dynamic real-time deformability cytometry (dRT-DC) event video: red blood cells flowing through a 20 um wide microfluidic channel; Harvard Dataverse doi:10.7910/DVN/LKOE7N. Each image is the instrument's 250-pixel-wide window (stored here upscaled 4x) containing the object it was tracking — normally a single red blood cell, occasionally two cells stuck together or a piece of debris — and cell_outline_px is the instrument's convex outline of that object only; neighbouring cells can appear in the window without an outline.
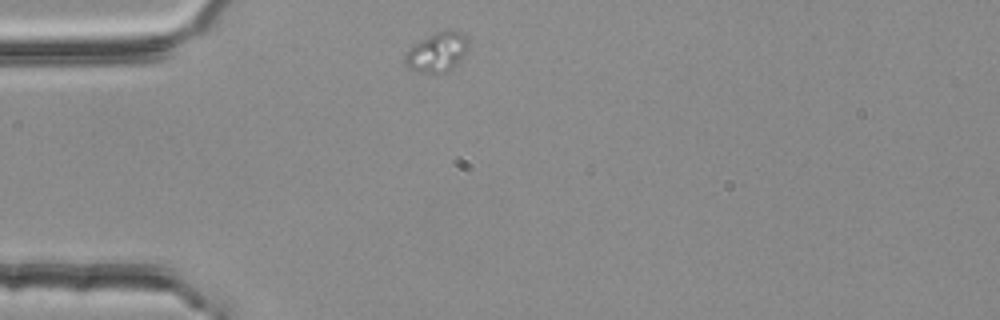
{"species": "common noctule bat (a hibernating species)", "species_latin": "Nyctalus noctula", "temperature_condition": "room temperature", "stored_images_in_passage": 1, "camera_frame_rate_fps": 3000, "um_per_image_px": 0.085, "animal": {"sex": "female", "body_mass_g": 25.1}, "frame": {"image": 1, "passage_image": 1, "time_ms": 0.0, "image_size_px": [1000, 320], "cell_outline_px": [[468, 48], [460, 60], [452, 68], [444, 72], [420, 72], [408, 68], [404, 64], [404, 56], [408, 48], [428, 36], [444, 28], [464, 32], [468, 36]], "centroid_in_image_um": [37.17, 4.39], "position_along_channel_um": 47.8, "area_um2": 14.74}}